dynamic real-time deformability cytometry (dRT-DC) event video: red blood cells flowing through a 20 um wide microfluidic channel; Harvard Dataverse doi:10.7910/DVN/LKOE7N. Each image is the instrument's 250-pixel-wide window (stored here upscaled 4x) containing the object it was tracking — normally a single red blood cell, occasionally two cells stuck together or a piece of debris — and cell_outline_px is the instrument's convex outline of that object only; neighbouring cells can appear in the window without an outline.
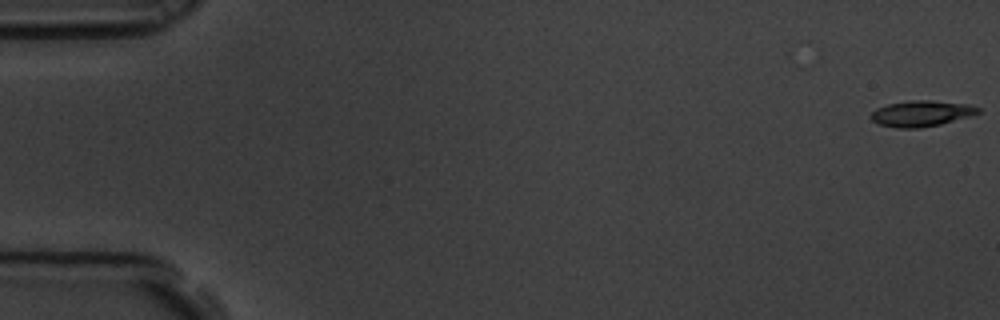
{"species": "common noctule bat (a hibernating species)", "species_latin": "Nyctalus noctula", "temperature_condition": "room temperature", "stored_images_in_passage": 9, "camera_frame_rate_fps": 3000, "um_per_image_px": 0.085, "animal": {"sex": "male", "body_mass_g": 19.5, "forearm_length_mm": 54.6}, "frame": {"image": 1, "passage_image": 1, "time_ms": 0.0, "image_size_px": [1000, 320], "cell_outline_px": [[980, 112], [968, 116], [940, 124], [920, 128], [896, 128], [880, 124], [872, 120], [872, 112], [876, 108], [888, 104], [912, 100], [928, 100], [968, 104], [980, 108]], "centroid_in_image_um": [78.3, 9.64], "position_along_channel_um": 6.7, "area_um2": 15.9}}